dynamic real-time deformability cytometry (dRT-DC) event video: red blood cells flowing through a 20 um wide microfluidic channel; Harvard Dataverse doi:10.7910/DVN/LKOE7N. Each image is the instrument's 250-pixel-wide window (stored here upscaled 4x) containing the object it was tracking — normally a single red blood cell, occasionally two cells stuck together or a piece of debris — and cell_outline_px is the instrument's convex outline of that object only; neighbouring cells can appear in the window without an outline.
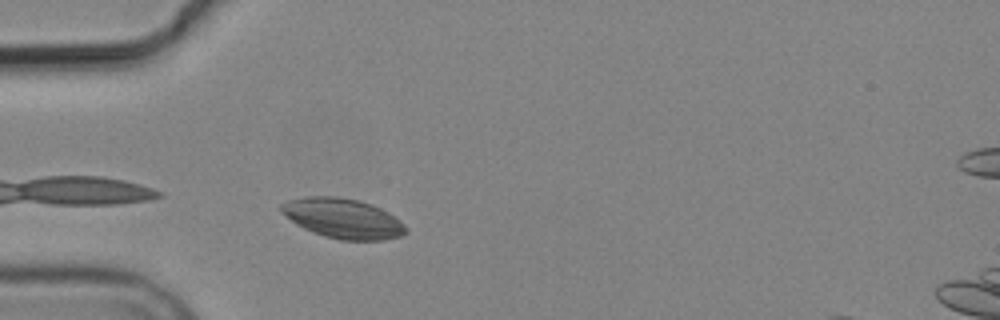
{"species": "common noctule bat (a hibernating species)", "species_latin": "Nyctalus noctula", "temperature_condition": "cold", "stored_images_in_passage": 3, "camera_frame_rate_fps": 3000, "um_per_image_px": 0.085, "animal": {"sex": "male", "body_mass_g": 19.2, "forearm_length_mm": 51.8}, "frame": {"image": 1, "passage_image": 3, "time_ms": 2.333, "image_size_px": [1000, 320], "cell_outline_px": [[408, 232], [400, 236], [384, 240], [340, 240], [324, 236], [312, 232], [296, 224], [280, 208], [280, 204], [288, 200], [308, 196], [336, 196], [356, 200], [380, 208], [388, 212], [400, 220], [408, 228]], "centroid_in_image_um": [29.18, 18.57], "position_along_channel_um": 55.8, "area_um2": 28.73}}